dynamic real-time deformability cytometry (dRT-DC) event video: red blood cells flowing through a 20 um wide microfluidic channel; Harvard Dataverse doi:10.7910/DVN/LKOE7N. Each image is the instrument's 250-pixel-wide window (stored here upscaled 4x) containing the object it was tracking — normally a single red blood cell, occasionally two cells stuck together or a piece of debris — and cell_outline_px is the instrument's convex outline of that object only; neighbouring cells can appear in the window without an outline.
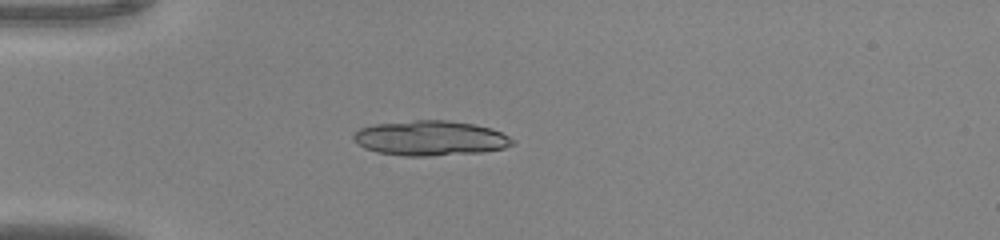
{"species": "common noctule bat (a hibernating species)", "species_latin": "Nyctalus noctula", "temperature_condition": "warm", "stored_images_in_passage": 37, "camera_frame_rate_fps": 3000, "um_per_image_px": 0.085, "animal": {"sex": "male", "body_mass_g": 20.0, "forearm_length_mm": 53.3}, "frame": {"image": 1, "passage_image": 1, "time_ms": 0.0, "image_size_px": [1000, 240], "cell_outline_px": [[516, 144], [504, 148], [480, 152], [428, 156], [404, 156], [376, 152], [364, 148], [352, 140], [352, 136], [360, 128], [376, 124], [416, 120], [448, 120], [472, 124], [492, 128], [516, 140]], "centroid_in_image_um": [36.58, 11.75], "position_along_channel_um": 48.4, "area_um2": 32.43}}